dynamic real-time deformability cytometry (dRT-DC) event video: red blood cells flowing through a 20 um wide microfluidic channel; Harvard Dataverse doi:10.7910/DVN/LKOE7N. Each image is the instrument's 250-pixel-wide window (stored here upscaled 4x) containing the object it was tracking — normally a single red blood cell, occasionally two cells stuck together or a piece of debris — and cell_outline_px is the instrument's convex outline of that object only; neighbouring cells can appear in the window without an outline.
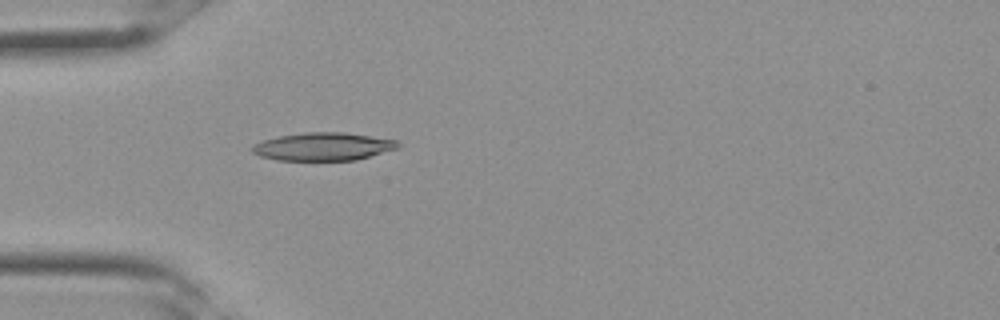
{"species": "Egyptian fruit bat (a non-hibernating species)", "species_latin": "Rousettus aegyptiacus", "temperature_condition": "room temperature", "stored_images_in_passage": 30, "camera_frame_rate_fps": 3000, "um_per_image_px": 0.085, "frame": {"image": 1, "passage_image": 7, "time_ms": 2.0, "image_size_px": [1000, 320], "cell_outline_px": [[400, 148], [356, 160], [276, 160], [260, 156], [252, 152], [252, 144], [264, 140], [280, 136], [308, 132], [344, 132], [400, 140]], "centroid_in_image_um": [27.52, 12.46], "position_along_channel_um": 57.5, "area_um2": 23.87}}
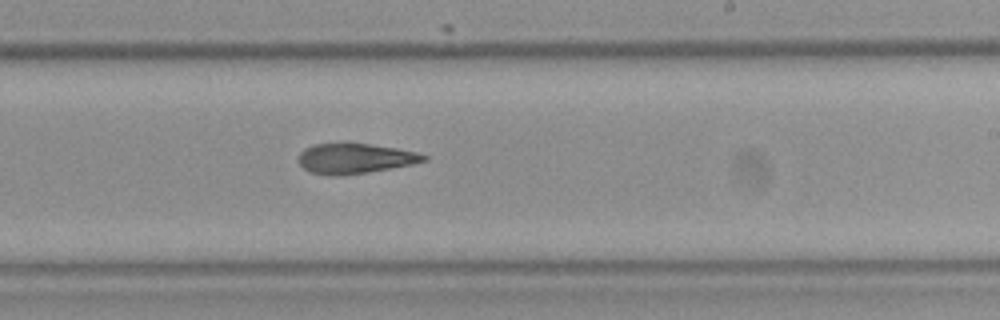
{"frame": {"image": 2, "passage_image": 17, "time_ms": 5.333, "image_size_px": [1000, 320], "cell_outline_px": [[428, 160], [412, 164], [392, 168], [344, 176], [328, 176], [308, 172], [296, 160], [300, 152], [304, 148], [312, 144], [368, 144], [396, 148], [416, 152], [428, 156]], "centroid_in_image_um": [30.12, 13.49], "position_along_channel_um": 258.9, "area_um2": 22.14}}
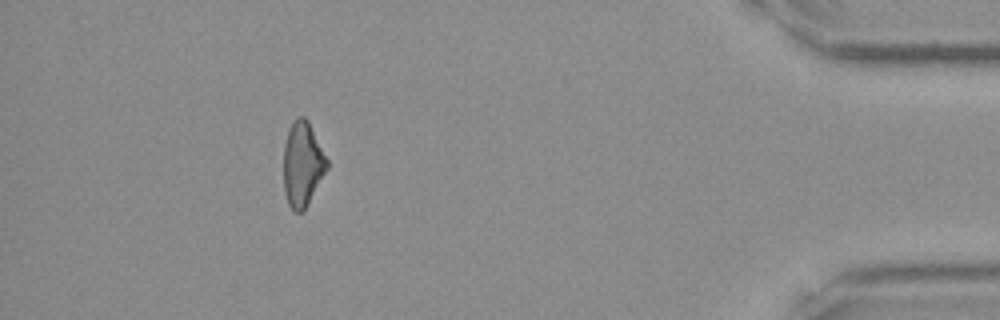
{"frame": {"image": 3, "passage_image": 27, "time_ms": 8.667, "image_size_px": [1000, 320], "cell_outline_px": [[328, 168], [304, 208], [300, 212], [296, 212], [288, 204], [284, 192], [284, 144], [288, 128], [292, 120], [300, 116], [304, 116], [308, 120], [328, 160]], "centroid_in_image_um": [25.7, 13.89], "position_along_channel_um": 409.5, "area_um2": 21.21}}